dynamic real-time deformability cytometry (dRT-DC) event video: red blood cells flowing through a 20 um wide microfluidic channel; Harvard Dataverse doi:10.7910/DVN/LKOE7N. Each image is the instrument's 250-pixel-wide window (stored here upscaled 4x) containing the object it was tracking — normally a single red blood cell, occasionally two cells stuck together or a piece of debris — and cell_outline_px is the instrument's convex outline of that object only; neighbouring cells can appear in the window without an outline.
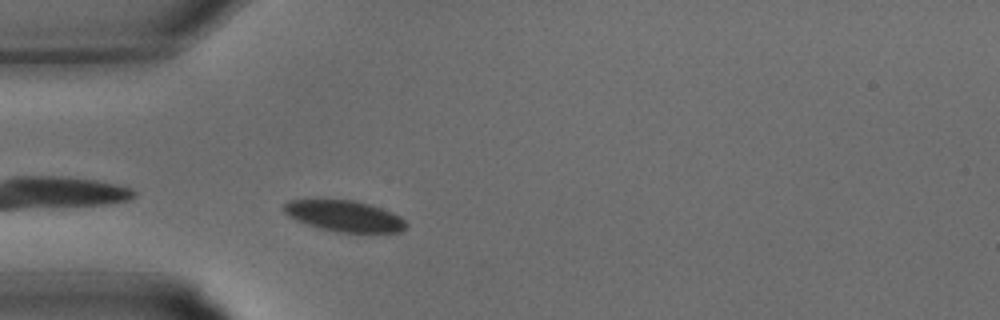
{"species": "common noctule bat (a hibernating species)", "species_latin": "Nyctalus noctula", "temperature_condition": "warm", "stored_images_in_passage": 25, "camera_frame_rate_fps": 3000, "um_per_image_px": 0.085, "animal": {"sex": "male", "body_mass_g": 15.6}, "frame": {"image": 1, "passage_image": 1, "time_ms": 0.0, "image_size_px": [1000, 320], "cell_outline_px": [[408, 224], [400, 232], [336, 232], [320, 228], [296, 220], [288, 216], [284, 212], [284, 204], [288, 200], [352, 200], [368, 204], [392, 212], [400, 216]], "centroid_in_image_um": [29.27, 18.36], "position_along_channel_um": 55.7, "area_um2": 21.85}}
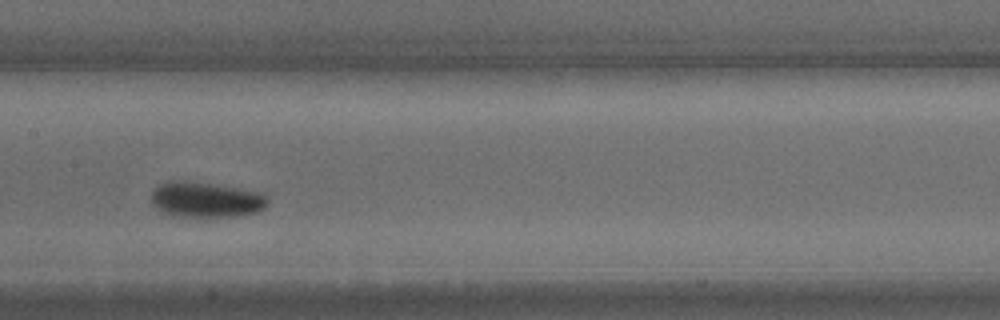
{"frame": {"image": 2, "passage_image": 8, "time_ms": 2.333, "image_size_px": [1000, 320], "cell_outline_px": [[268, 204], [264, 208], [256, 212], [240, 216], [172, 216], [164, 212], [152, 204], [152, 192], [160, 184], [168, 180], [184, 180], [212, 184], [260, 192], [268, 200]], "centroid_in_image_um": [17.49, 16.97], "position_along_channel_um": 189.9, "area_um2": 23.81}}
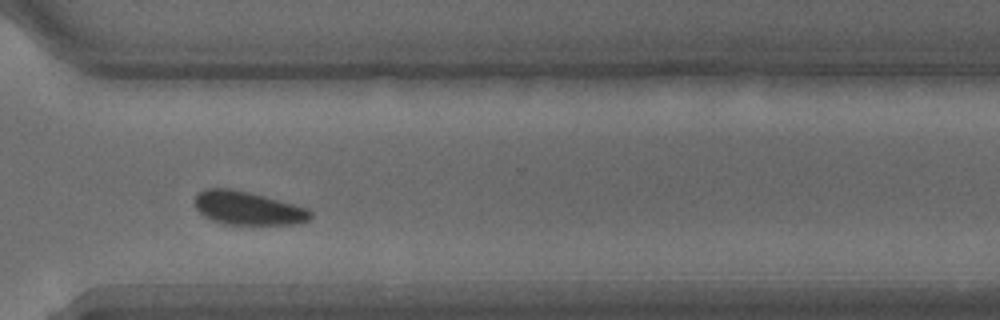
{"frame": {"image": 3, "passage_image": 16, "time_ms": 5.0, "image_size_px": [1000, 320], "cell_outline_px": [[312, 216], [308, 220], [300, 224], [224, 224], [212, 220], [204, 216], [196, 208], [196, 196], [204, 188], [228, 188], [248, 192], [264, 196], [308, 208], [312, 212]], "centroid_in_image_um": [21.09, 17.7], "position_along_channel_um": 349.5, "area_um2": 22.37}}